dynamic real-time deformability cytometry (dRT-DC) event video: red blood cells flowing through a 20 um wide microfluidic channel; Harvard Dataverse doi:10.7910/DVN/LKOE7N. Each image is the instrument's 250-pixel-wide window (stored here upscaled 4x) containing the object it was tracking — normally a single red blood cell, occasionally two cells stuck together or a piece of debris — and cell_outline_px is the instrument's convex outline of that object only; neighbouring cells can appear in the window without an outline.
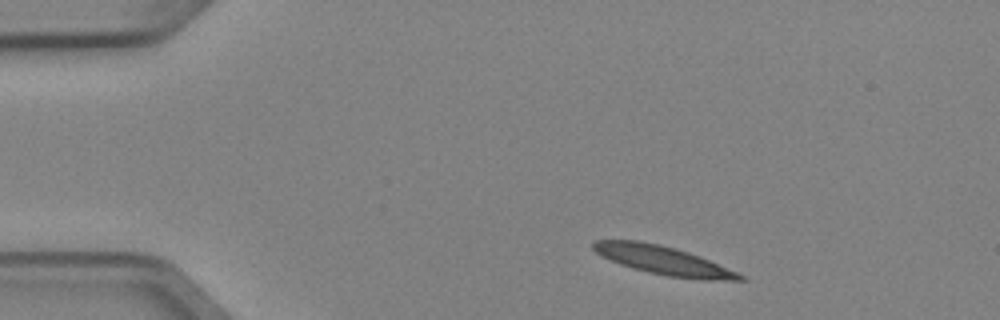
{"species": "Egyptian fruit bat (a non-hibernating species)", "species_latin": "Rousettus aegyptiacus", "temperature_condition": "cold", "stored_images_in_passage": 3, "camera_frame_rate_fps": 3000, "um_per_image_px": 0.085, "animal": {"sex": "female"}, "frame": {"image": 1, "passage_image": 1, "time_ms": 0.0, "image_size_px": [1000, 320], "cell_outline_px": [[748, 280], [704, 280], [668, 276], [648, 272], [620, 264], [600, 256], [592, 248], [592, 244], [596, 240], [636, 240], [660, 244], [676, 248], [700, 256], [748, 276]], "centroid_in_image_um": [56.43, 22.13], "position_along_channel_um": 28.6, "area_um2": 24.57}}
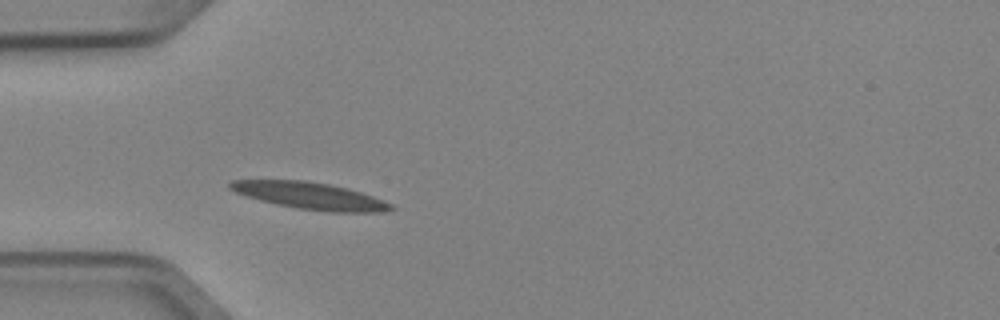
{"frame": {"image": 2, "passage_image": 3, "time_ms": 0.667, "image_size_px": [1000, 320], "cell_outline_px": [[396, 208], [384, 212], [328, 212], [296, 208], [276, 204], [260, 200], [236, 192], [228, 188], [228, 184], [232, 180], [304, 180], [328, 184], [348, 188], [384, 200], [392, 204]], "centroid_in_image_um": [26.38, 16.65], "position_along_channel_um": 58.6, "area_um2": 25.2}}